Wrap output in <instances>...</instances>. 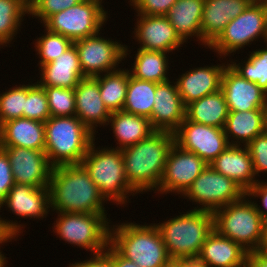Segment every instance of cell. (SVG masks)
<instances>
[{"mask_svg":"<svg viewBox=\"0 0 267 267\" xmlns=\"http://www.w3.org/2000/svg\"><path fill=\"white\" fill-rule=\"evenodd\" d=\"M130 74L129 70L116 69L104 77H95L98 80L100 97L110 113L123 110Z\"/></svg>","mask_w":267,"mask_h":267,"instance_id":"1f68e13d","label":"cell"},{"mask_svg":"<svg viewBox=\"0 0 267 267\" xmlns=\"http://www.w3.org/2000/svg\"><path fill=\"white\" fill-rule=\"evenodd\" d=\"M170 80L158 83L150 123L157 131L174 132L186 118V106L178 92L177 84Z\"/></svg>","mask_w":267,"mask_h":267,"instance_id":"e0dca14e","label":"cell"},{"mask_svg":"<svg viewBox=\"0 0 267 267\" xmlns=\"http://www.w3.org/2000/svg\"><path fill=\"white\" fill-rule=\"evenodd\" d=\"M101 2L102 0H83L56 13L44 22L45 30L61 34L72 42L96 35L107 20V12Z\"/></svg>","mask_w":267,"mask_h":267,"instance_id":"9c48e42d","label":"cell"},{"mask_svg":"<svg viewBox=\"0 0 267 267\" xmlns=\"http://www.w3.org/2000/svg\"><path fill=\"white\" fill-rule=\"evenodd\" d=\"M246 196H255V197H258L260 196L261 197V201H262V204L263 206L265 207V211L261 210L260 209V206L258 207V205L256 203L255 204V207H256V210L257 212L261 215V218L263 220L267 219V183L265 182H261L258 181L254 186H252L245 194Z\"/></svg>","mask_w":267,"mask_h":267,"instance_id":"ee69618b","label":"cell"},{"mask_svg":"<svg viewBox=\"0 0 267 267\" xmlns=\"http://www.w3.org/2000/svg\"><path fill=\"white\" fill-rule=\"evenodd\" d=\"M259 36L267 40V6L251 2L208 47L218 54L228 55Z\"/></svg>","mask_w":267,"mask_h":267,"instance_id":"30bf717a","label":"cell"},{"mask_svg":"<svg viewBox=\"0 0 267 267\" xmlns=\"http://www.w3.org/2000/svg\"><path fill=\"white\" fill-rule=\"evenodd\" d=\"M251 2L252 0H205L201 22L202 43L209 46Z\"/></svg>","mask_w":267,"mask_h":267,"instance_id":"ffe728a7","label":"cell"},{"mask_svg":"<svg viewBox=\"0 0 267 267\" xmlns=\"http://www.w3.org/2000/svg\"><path fill=\"white\" fill-rule=\"evenodd\" d=\"M74 94L75 115L94 134L95 126L106 124L111 114L100 97L98 80L95 77L81 79Z\"/></svg>","mask_w":267,"mask_h":267,"instance_id":"d6986e66","label":"cell"},{"mask_svg":"<svg viewBox=\"0 0 267 267\" xmlns=\"http://www.w3.org/2000/svg\"><path fill=\"white\" fill-rule=\"evenodd\" d=\"M21 226L22 225H18L15 222L13 223V221L2 220L0 217V243L7 242L9 239L12 240L17 234L19 235Z\"/></svg>","mask_w":267,"mask_h":267,"instance_id":"bcb514c9","label":"cell"},{"mask_svg":"<svg viewBox=\"0 0 267 267\" xmlns=\"http://www.w3.org/2000/svg\"><path fill=\"white\" fill-rule=\"evenodd\" d=\"M90 260L75 263L69 267H115L110 256L105 252L97 253Z\"/></svg>","mask_w":267,"mask_h":267,"instance_id":"f6af8a7d","label":"cell"},{"mask_svg":"<svg viewBox=\"0 0 267 267\" xmlns=\"http://www.w3.org/2000/svg\"><path fill=\"white\" fill-rule=\"evenodd\" d=\"M205 0H177L165 15L176 33L186 42L190 36L201 41V22Z\"/></svg>","mask_w":267,"mask_h":267,"instance_id":"f1b7e54d","label":"cell"},{"mask_svg":"<svg viewBox=\"0 0 267 267\" xmlns=\"http://www.w3.org/2000/svg\"><path fill=\"white\" fill-rule=\"evenodd\" d=\"M223 129L228 142L231 136L237 140L231 145H240L238 140H242L247 146L257 135L267 130V109L229 111Z\"/></svg>","mask_w":267,"mask_h":267,"instance_id":"4316f807","label":"cell"},{"mask_svg":"<svg viewBox=\"0 0 267 267\" xmlns=\"http://www.w3.org/2000/svg\"><path fill=\"white\" fill-rule=\"evenodd\" d=\"M166 53L160 51H148L138 49L134 66H132V77L155 83L169 81L166 76L168 60Z\"/></svg>","mask_w":267,"mask_h":267,"instance_id":"d6a6232c","label":"cell"},{"mask_svg":"<svg viewBox=\"0 0 267 267\" xmlns=\"http://www.w3.org/2000/svg\"><path fill=\"white\" fill-rule=\"evenodd\" d=\"M111 123L119 146L117 149H124L132 146L143 139L148 138L156 130L152 127L150 119L127 113L123 110L112 112L108 123Z\"/></svg>","mask_w":267,"mask_h":267,"instance_id":"83f0119b","label":"cell"},{"mask_svg":"<svg viewBox=\"0 0 267 267\" xmlns=\"http://www.w3.org/2000/svg\"><path fill=\"white\" fill-rule=\"evenodd\" d=\"M165 267H186L181 260H171Z\"/></svg>","mask_w":267,"mask_h":267,"instance_id":"816d5d0a","label":"cell"},{"mask_svg":"<svg viewBox=\"0 0 267 267\" xmlns=\"http://www.w3.org/2000/svg\"><path fill=\"white\" fill-rule=\"evenodd\" d=\"M246 192L230 178L207 166L183 194L203 205L198 210L214 212L240 200Z\"/></svg>","mask_w":267,"mask_h":267,"instance_id":"8fae6325","label":"cell"},{"mask_svg":"<svg viewBox=\"0 0 267 267\" xmlns=\"http://www.w3.org/2000/svg\"><path fill=\"white\" fill-rule=\"evenodd\" d=\"M257 251L261 254L267 255V219L263 221L262 241Z\"/></svg>","mask_w":267,"mask_h":267,"instance_id":"f907efd6","label":"cell"},{"mask_svg":"<svg viewBox=\"0 0 267 267\" xmlns=\"http://www.w3.org/2000/svg\"><path fill=\"white\" fill-rule=\"evenodd\" d=\"M245 198L246 195L214 211V229L239 243L245 250L256 251L262 241L264 220L257 212L254 202Z\"/></svg>","mask_w":267,"mask_h":267,"instance_id":"52a82bcc","label":"cell"},{"mask_svg":"<svg viewBox=\"0 0 267 267\" xmlns=\"http://www.w3.org/2000/svg\"><path fill=\"white\" fill-rule=\"evenodd\" d=\"M21 1L30 10L39 0H21Z\"/></svg>","mask_w":267,"mask_h":267,"instance_id":"f5cc1de1","label":"cell"},{"mask_svg":"<svg viewBox=\"0 0 267 267\" xmlns=\"http://www.w3.org/2000/svg\"><path fill=\"white\" fill-rule=\"evenodd\" d=\"M48 188L57 212L105 214V199L81 164L55 166Z\"/></svg>","mask_w":267,"mask_h":267,"instance_id":"6da1fadb","label":"cell"},{"mask_svg":"<svg viewBox=\"0 0 267 267\" xmlns=\"http://www.w3.org/2000/svg\"><path fill=\"white\" fill-rule=\"evenodd\" d=\"M112 229L109 243L139 267H165L172 260L155 224L122 223Z\"/></svg>","mask_w":267,"mask_h":267,"instance_id":"277c9868","label":"cell"},{"mask_svg":"<svg viewBox=\"0 0 267 267\" xmlns=\"http://www.w3.org/2000/svg\"><path fill=\"white\" fill-rule=\"evenodd\" d=\"M44 90L47 94L51 117L75 116L74 89L44 87Z\"/></svg>","mask_w":267,"mask_h":267,"instance_id":"f35d334b","label":"cell"},{"mask_svg":"<svg viewBox=\"0 0 267 267\" xmlns=\"http://www.w3.org/2000/svg\"><path fill=\"white\" fill-rule=\"evenodd\" d=\"M218 173L233 180L247 192L258 180L253 170L252 158L247 146L229 145L209 165Z\"/></svg>","mask_w":267,"mask_h":267,"instance_id":"44dd1931","label":"cell"},{"mask_svg":"<svg viewBox=\"0 0 267 267\" xmlns=\"http://www.w3.org/2000/svg\"><path fill=\"white\" fill-rule=\"evenodd\" d=\"M94 141L90 145L81 165L97 185L105 200L124 204L128 193L136 192L128 183L124 160L120 149L103 148L95 151Z\"/></svg>","mask_w":267,"mask_h":267,"instance_id":"8992f818","label":"cell"},{"mask_svg":"<svg viewBox=\"0 0 267 267\" xmlns=\"http://www.w3.org/2000/svg\"><path fill=\"white\" fill-rule=\"evenodd\" d=\"M5 260H6V259H5L4 255L2 254V252H0V267H5V266H4L5 263H6Z\"/></svg>","mask_w":267,"mask_h":267,"instance_id":"db71d44e","label":"cell"},{"mask_svg":"<svg viewBox=\"0 0 267 267\" xmlns=\"http://www.w3.org/2000/svg\"><path fill=\"white\" fill-rule=\"evenodd\" d=\"M228 107L223 91L206 95L186 106V118L198 124L224 128Z\"/></svg>","mask_w":267,"mask_h":267,"instance_id":"f546056e","label":"cell"},{"mask_svg":"<svg viewBox=\"0 0 267 267\" xmlns=\"http://www.w3.org/2000/svg\"><path fill=\"white\" fill-rule=\"evenodd\" d=\"M23 117L44 123L51 117L47 94L44 87L40 86L38 83L27 85V97L25 99Z\"/></svg>","mask_w":267,"mask_h":267,"instance_id":"8d00e7d4","label":"cell"},{"mask_svg":"<svg viewBox=\"0 0 267 267\" xmlns=\"http://www.w3.org/2000/svg\"><path fill=\"white\" fill-rule=\"evenodd\" d=\"M45 153L55 167L81 164L94 134L75 116L50 117L44 123Z\"/></svg>","mask_w":267,"mask_h":267,"instance_id":"3957f363","label":"cell"},{"mask_svg":"<svg viewBox=\"0 0 267 267\" xmlns=\"http://www.w3.org/2000/svg\"><path fill=\"white\" fill-rule=\"evenodd\" d=\"M15 184L9 157L0 148V203L6 198Z\"/></svg>","mask_w":267,"mask_h":267,"instance_id":"7bdbcfd3","label":"cell"},{"mask_svg":"<svg viewBox=\"0 0 267 267\" xmlns=\"http://www.w3.org/2000/svg\"><path fill=\"white\" fill-rule=\"evenodd\" d=\"M207 166L195 153L183 150L174 143L157 190L162 194L172 191L183 195Z\"/></svg>","mask_w":267,"mask_h":267,"instance_id":"5bb4252c","label":"cell"},{"mask_svg":"<svg viewBox=\"0 0 267 267\" xmlns=\"http://www.w3.org/2000/svg\"><path fill=\"white\" fill-rule=\"evenodd\" d=\"M157 84L151 81L139 80L129 75L123 111L150 118Z\"/></svg>","mask_w":267,"mask_h":267,"instance_id":"4dcf8cb0","label":"cell"},{"mask_svg":"<svg viewBox=\"0 0 267 267\" xmlns=\"http://www.w3.org/2000/svg\"><path fill=\"white\" fill-rule=\"evenodd\" d=\"M9 157L14 182L17 184L48 188L54 166L44 150L22 147H0Z\"/></svg>","mask_w":267,"mask_h":267,"instance_id":"9a60e30c","label":"cell"},{"mask_svg":"<svg viewBox=\"0 0 267 267\" xmlns=\"http://www.w3.org/2000/svg\"><path fill=\"white\" fill-rule=\"evenodd\" d=\"M5 204L14 214L21 217L43 218L50 208L49 188H36L15 183L0 203V208Z\"/></svg>","mask_w":267,"mask_h":267,"instance_id":"d4e9b609","label":"cell"},{"mask_svg":"<svg viewBox=\"0 0 267 267\" xmlns=\"http://www.w3.org/2000/svg\"><path fill=\"white\" fill-rule=\"evenodd\" d=\"M41 69V80L37 83L42 87L74 89L81 79L86 78L74 44L54 61L42 65Z\"/></svg>","mask_w":267,"mask_h":267,"instance_id":"603a6c76","label":"cell"},{"mask_svg":"<svg viewBox=\"0 0 267 267\" xmlns=\"http://www.w3.org/2000/svg\"><path fill=\"white\" fill-rule=\"evenodd\" d=\"M0 147L45 149L44 122L20 117L0 126Z\"/></svg>","mask_w":267,"mask_h":267,"instance_id":"cb8c5ba5","label":"cell"},{"mask_svg":"<svg viewBox=\"0 0 267 267\" xmlns=\"http://www.w3.org/2000/svg\"><path fill=\"white\" fill-rule=\"evenodd\" d=\"M46 31V35L38 38L37 45L35 44L37 47L36 51H38L41 57L40 66L54 61L73 45L69 38L48 30Z\"/></svg>","mask_w":267,"mask_h":267,"instance_id":"74e56055","label":"cell"},{"mask_svg":"<svg viewBox=\"0 0 267 267\" xmlns=\"http://www.w3.org/2000/svg\"><path fill=\"white\" fill-rule=\"evenodd\" d=\"M135 37L140 48L148 51L170 52L184 43L166 16L138 14Z\"/></svg>","mask_w":267,"mask_h":267,"instance_id":"ac0fdd59","label":"cell"},{"mask_svg":"<svg viewBox=\"0 0 267 267\" xmlns=\"http://www.w3.org/2000/svg\"><path fill=\"white\" fill-rule=\"evenodd\" d=\"M253 3L267 6V0H252Z\"/></svg>","mask_w":267,"mask_h":267,"instance_id":"11a10c76","label":"cell"},{"mask_svg":"<svg viewBox=\"0 0 267 267\" xmlns=\"http://www.w3.org/2000/svg\"><path fill=\"white\" fill-rule=\"evenodd\" d=\"M173 133L176 145L195 153L208 165L232 143L228 142L223 128L198 124L187 118Z\"/></svg>","mask_w":267,"mask_h":267,"instance_id":"7c38bea8","label":"cell"},{"mask_svg":"<svg viewBox=\"0 0 267 267\" xmlns=\"http://www.w3.org/2000/svg\"><path fill=\"white\" fill-rule=\"evenodd\" d=\"M73 44L78 51L81 70L85 77L94 78L99 76L100 72L116 71V65L128 55L127 46L105 40L98 34L75 41Z\"/></svg>","mask_w":267,"mask_h":267,"instance_id":"4fadbf2b","label":"cell"},{"mask_svg":"<svg viewBox=\"0 0 267 267\" xmlns=\"http://www.w3.org/2000/svg\"><path fill=\"white\" fill-rule=\"evenodd\" d=\"M81 1L83 0H39L29 10V14L40 17L41 23L42 21L44 23L50 16L77 5Z\"/></svg>","mask_w":267,"mask_h":267,"instance_id":"ab89813d","label":"cell"},{"mask_svg":"<svg viewBox=\"0 0 267 267\" xmlns=\"http://www.w3.org/2000/svg\"><path fill=\"white\" fill-rule=\"evenodd\" d=\"M106 250L115 267H139L133 261L123 257L110 243Z\"/></svg>","mask_w":267,"mask_h":267,"instance_id":"7dc6e473","label":"cell"},{"mask_svg":"<svg viewBox=\"0 0 267 267\" xmlns=\"http://www.w3.org/2000/svg\"><path fill=\"white\" fill-rule=\"evenodd\" d=\"M255 175L267 172V130L257 135L248 145Z\"/></svg>","mask_w":267,"mask_h":267,"instance_id":"60d3db41","label":"cell"},{"mask_svg":"<svg viewBox=\"0 0 267 267\" xmlns=\"http://www.w3.org/2000/svg\"><path fill=\"white\" fill-rule=\"evenodd\" d=\"M228 111L267 109V93L256 83L242 78L228 64L221 80Z\"/></svg>","mask_w":267,"mask_h":267,"instance_id":"2e32d148","label":"cell"},{"mask_svg":"<svg viewBox=\"0 0 267 267\" xmlns=\"http://www.w3.org/2000/svg\"><path fill=\"white\" fill-rule=\"evenodd\" d=\"M172 260L200 253L208 235L214 229L213 213L197 207L167 222L156 224Z\"/></svg>","mask_w":267,"mask_h":267,"instance_id":"5b68a950","label":"cell"},{"mask_svg":"<svg viewBox=\"0 0 267 267\" xmlns=\"http://www.w3.org/2000/svg\"><path fill=\"white\" fill-rule=\"evenodd\" d=\"M58 213L54 230L65 242L90 249L93 255L106 251L110 241L106 214Z\"/></svg>","mask_w":267,"mask_h":267,"instance_id":"ba28073f","label":"cell"},{"mask_svg":"<svg viewBox=\"0 0 267 267\" xmlns=\"http://www.w3.org/2000/svg\"><path fill=\"white\" fill-rule=\"evenodd\" d=\"M247 252L239 243L213 229L200 253L212 267H246Z\"/></svg>","mask_w":267,"mask_h":267,"instance_id":"484cf974","label":"cell"},{"mask_svg":"<svg viewBox=\"0 0 267 267\" xmlns=\"http://www.w3.org/2000/svg\"><path fill=\"white\" fill-rule=\"evenodd\" d=\"M246 267H267V255L256 251H248Z\"/></svg>","mask_w":267,"mask_h":267,"instance_id":"c3c4849f","label":"cell"},{"mask_svg":"<svg viewBox=\"0 0 267 267\" xmlns=\"http://www.w3.org/2000/svg\"><path fill=\"white\" fill-rule=\"evenodd\" d=\"M181 261L186 267H212L201 253H193L184 256Z\"/></svg>","mask_w":267,"mask_h":267,"instance_id":"681fc988","label":"cell"},{"mask_svg":"<svg viewBox=\"0 0 267 267\" xmlns=\"http://www.w3.org/2000/svg\"><path fill=\"white\" fill-rule=\"evenodd\" d=\"M26 13L29 9L21 0H0V46L13 39Z\"/></svg>","mask_w":267,"mask_h":267,"instance_id":"836d02e7","label":"cell"},{"mask_svg":"<svg viewBox=\"0 0 267 267\" xmlns=\"http://www.w3.org/2000/svg\"><path fill=\"white\" fill-rule=\"evenodd\" d=\"M27 85H20L0 95V126L9 120L23 117Z\"/></svg>","mask_w":267,"mask_h":267,"instance_id":"d590c367","label":"cell"},{"mask_svg":"<svg viewBox=\"0 0 267 267\" xmlns=\"http://www.w3.org/2000/svg\"><path fill=\"white\" fill-rule=\"evenodd\" d=\"M245 66L232 62L228 64L236 73L248 81L256 83L267 93V49L253 51Z\"/></svg>","mask_w":267,"mask_h":267,"instance_id":"e575fe53","label":"cell"},{"mask_svg":"<svg viewBox=\"0 0 267 267\" xmlns=\"http://www.w3.org/2000/svg\"><path fill=\"white\" fill-rule=\"evenodd\" d=\"M225 68L223 64L222 66L198 67L182 74L175 83L184 105L187 106L193 101L219 91Z\"/></svg>","mask_w":267,"mask_h":267,"instance_id":"7402d4cb","label":"cell"},{"mask_svg":"<svg viewBox=\"0 0 267 267\" xmlns=\"http://www.w3.org/2000/svg\"><path fill=\"white\" fill-rule=\"evenodd\" d=\"M177 0H134L131 2L141 15L165 16Z\"/></svg>","mask_w":267,"mask_h":267,"instance_id":"b9f144b4","label":"cell"},{"mask_svg":"<svg viewBox=\"0 0 267 267\" xmlns=\"http://www.w3.org/2000/svg\"><path fill=\"white\" fill-rule=\"evenodd\" d=\"M174 143L173 132L156 130L148 138L121 150L127 181L135 194L157 190Z\"/></svg>","mask_w":267,"mask_h":267,"instance_id":"7a4b0ae2","label":"cell"}]
</instances>
